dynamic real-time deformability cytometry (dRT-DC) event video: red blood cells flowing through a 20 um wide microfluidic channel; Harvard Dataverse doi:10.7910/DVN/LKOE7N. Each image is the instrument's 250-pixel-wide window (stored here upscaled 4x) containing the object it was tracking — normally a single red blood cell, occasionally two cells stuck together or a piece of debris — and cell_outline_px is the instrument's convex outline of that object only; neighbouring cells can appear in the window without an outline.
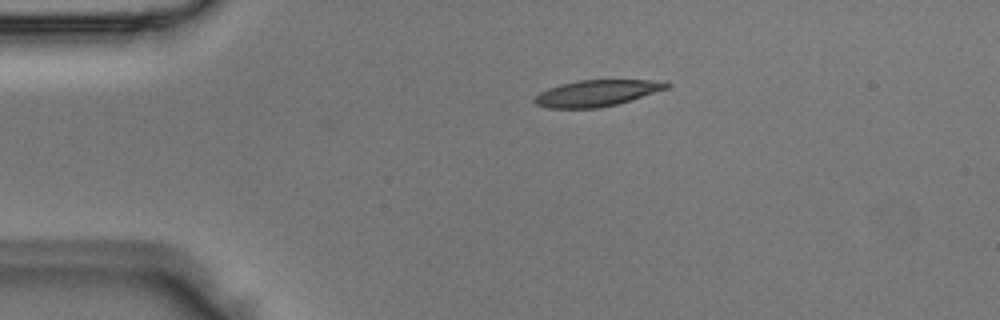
{"species": "Egyptian fruit bat (a non-hibernating species)", "species_latin": "Rousettus aegyptiacus", "temperature_condition": "room temperature", "stored_images_in_passage": 5, "camera_frame_rate_fps": 3000, "um_per_image_px": 0.085, "animal": {"sex": "male"}, "frame": {"image": 1, "passage_image": 5, "time_ms": 1.333, "image_size_px": [1000, 320], "cell_outline_px": [[672, 84], [668, 88], [616, 104], [600, 108], [548, 108], [536, 104], [532, 100], [540, 92], [548, 88], [560, 84], [576, 80], [648, 80]], "centroid_in_image_um": [50.65, 7.92], "position_along_channel_um": 34.3, "area_um2": 20.0}}